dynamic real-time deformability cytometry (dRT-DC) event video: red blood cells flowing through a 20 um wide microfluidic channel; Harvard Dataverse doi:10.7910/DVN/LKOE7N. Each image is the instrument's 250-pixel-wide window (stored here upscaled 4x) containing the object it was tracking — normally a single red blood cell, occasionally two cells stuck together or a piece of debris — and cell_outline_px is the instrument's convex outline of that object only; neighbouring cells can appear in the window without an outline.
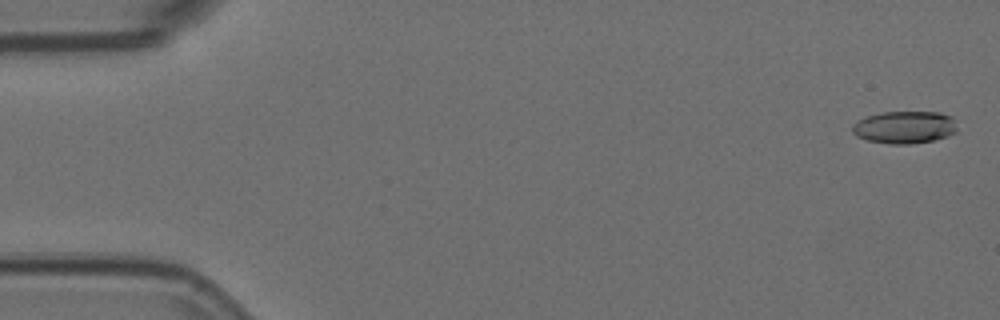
{"species": "Egyptian fruit bat (a non-hibernating species)", "species_latin": "Rousettus aegyptiacus", "temperature_condition": "room temperature", "stored_images_in_passage": 5, "camera_frame_rate_fps": 3000, "um_per_image_px": 0.085, "animal": {"sex": "female"}, "frame": {"image": 1, "passage_image": 1, "time_ms": 0.0, "image_size_px": [1000, 320], "cell_outline_px": [[956, 132], [948, 136], [932, 140], [912, 144], [888, 144], [868, 140], [856, 136], [852, 132], [852, 124], [868, 116], [884, 112], [940, 112], [952, 116], [956, 128]], "centroid_in_image_um": [76.89, 10.82], "position_along_channel_um": 8.1, "area_um2": 19.77}}